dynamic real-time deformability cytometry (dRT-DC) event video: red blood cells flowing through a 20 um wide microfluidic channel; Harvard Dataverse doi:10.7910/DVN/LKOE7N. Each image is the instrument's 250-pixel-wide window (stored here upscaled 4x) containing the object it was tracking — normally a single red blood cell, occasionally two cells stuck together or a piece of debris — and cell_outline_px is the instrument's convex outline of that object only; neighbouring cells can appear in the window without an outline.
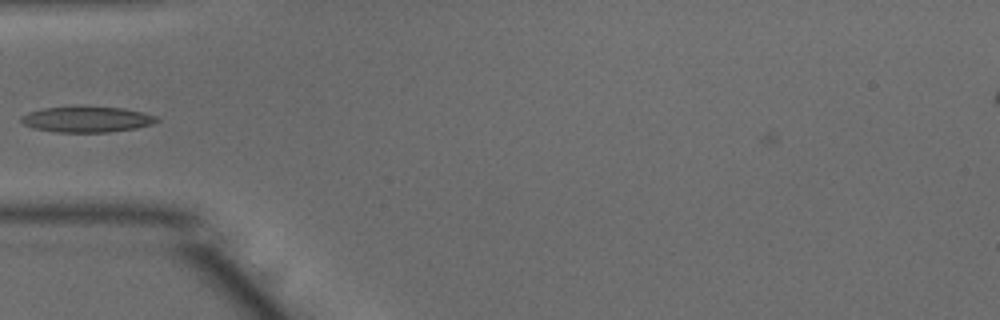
{"species": "common noctule bat (a hibernating species)", "species_latin": "Nyctalus noctula", "temperature_condition": "warm", "stored_images_in_passage": 36, "camera_frame_rate_fps": 3000, "um_per_image_px": 0.085, "animal": {"sex": "male", "body_mass_g": 15.6}, "frame": {"image": 1, "passage_image": 2, "time_ms": 0.333, "image_size_px": [1000, 320], "cell_outline_px": [[160, 120], [152, 124], [136, 128], [108, 132], [56, 132], [32, 128], [24, 124], [20, 120], [20, 116], [28, 112], [44, 108], [124, 108], [144, 112], [156, 116]], "centroid_in_image_um": [7.39, 10.17], "position_along_channel_um": 77.6, "area_um2": 19.94}}
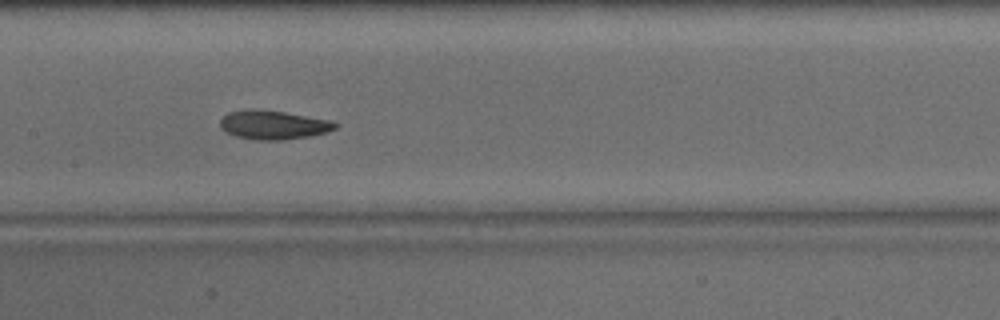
{"frame": {"image": 2, "passage_image": 10, "time_ms": 3.0, "image_size_px": [1000, 320], "cell_outline_px": [[336, 128], [328, 132], [308, 136], [280, 140], [256, 140], [236, 136], [224, 132], [220, 128], [220, 120], [228, 112], [248, 108], [256, 108], [284, 112], [328, 120], [336, 124]], "centroid_in_image_um": [23.15, 10.61], "position_along_channel_um": 184.2, "area_um2": 19.36}}
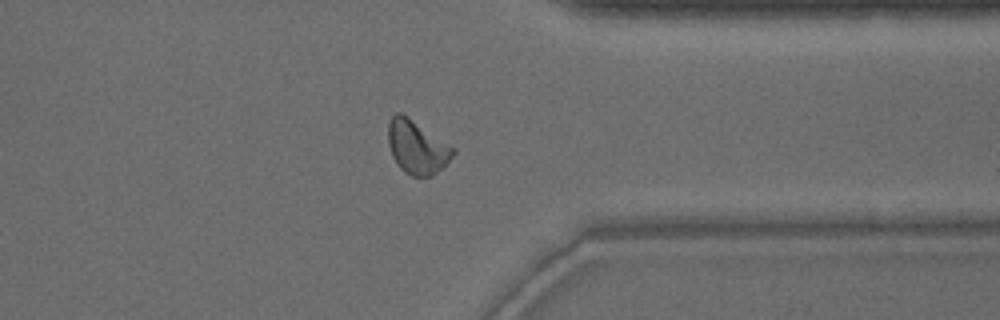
{"frame": {"image": 3, "passage_image": 25, "time_ms": 8.0, "image_size_px": [1000, 320], "cell_outline_px": [[456, 152], [432, 176], [412, 176], [404, 172], [396, 164], [392, 156], [388, 144], [388, 124], [392, 116], [396, 112], [400, 112], [456, 148]], "centroid_in_image_um": [35.41, 12.51], "position_along_channel_um": 376.0, "area_um2": 20.0}, "authors_computed_cell_mechanics": {"area_um2": 19.5653, "velocity_mm_per_s": 3.9572, "shape_relaxation_time_tau1_ms": 2.6569, "shape_relaxation_time_tau2_ms": 2.3142, "deformation_change_tau1": 0.1312, "deformation_change_tau2": 0.0809}}